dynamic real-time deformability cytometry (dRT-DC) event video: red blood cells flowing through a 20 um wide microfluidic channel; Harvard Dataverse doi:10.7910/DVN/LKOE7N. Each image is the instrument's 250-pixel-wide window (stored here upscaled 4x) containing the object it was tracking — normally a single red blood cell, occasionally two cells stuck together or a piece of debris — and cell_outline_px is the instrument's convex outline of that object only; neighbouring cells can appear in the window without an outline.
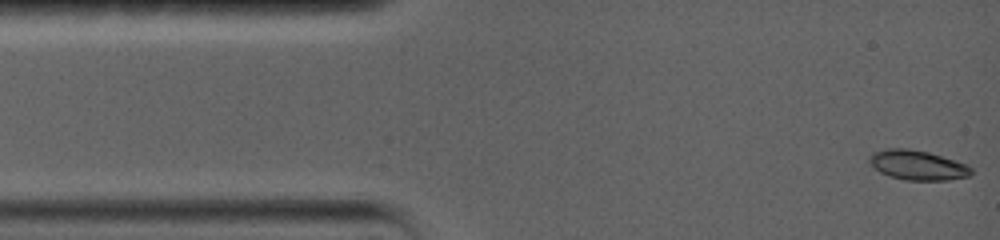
{"species": "common noctule bat (a hibernating species)", "species_latin": "Nyctalus noctula", "temperature_condition": "warm", "stored_images_in_passage": 46, "camera_frame_rate_fps": 5000, "um_per_image_px": 0.085, "animal": {"sex": "female", "body_mass_g": 19.0, "forearm_length_mm": 56.7}, "frame": {"image": 1, "passage_image": 1, "time_ms": 0.0, "image_size_px": [1000, 240], "cell_outline_px": [[972, 172], [968, 176], [948, 180], [904, 180], [888, 176], [880, 172], [868, 160], [868, 156], [872, 152], [888, 148], [904, 148], [928, 152], [964, 164], [972, 168]], "centroid_in_image_um": [77.94, 14.04], "position_along_channel_um": 7.1, "area_um2": 17.4}}
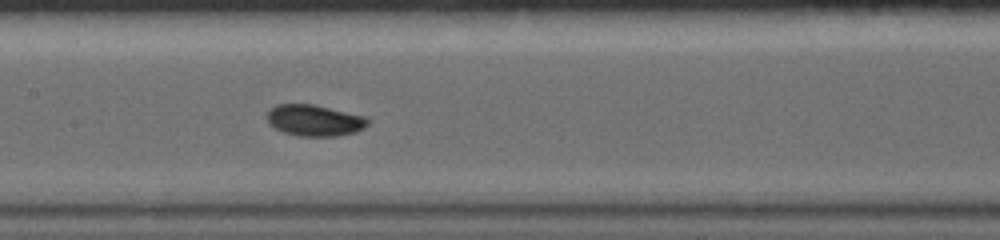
{"frame": {"image": 2, "passage_image": 20, "time_ms": 7.0, "image_size_px": [1000, 240], "cell_outline_px": [[368, 124], [364, 128], [356, 132], [336, 136], [300, 136], [284, 132], [268, 124], [268, 108], [276, 104], [316, 104], [368, 116]], "centroid_in_image_um": [26.76, 10.21], "position_along_channel_um": 180.6, "area_um2": 18.67}}
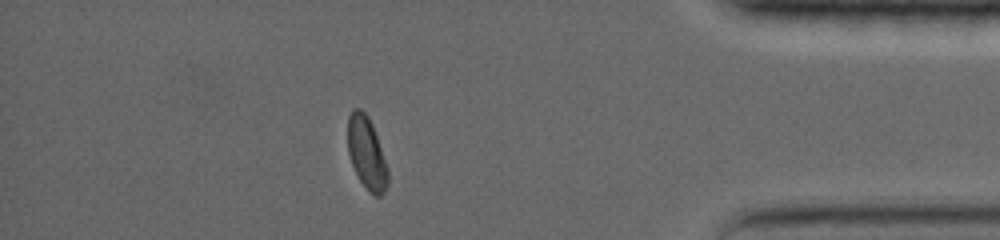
{"frame": {"image": 3, "passage_image": 40, "time_ms": 14.2, "image_size_px": [1000, 240], "cell_outline_px": [[388, 184], [384, 192], [380, 196], [376, 196], [368, 192], [360, 180], [352, 164], [348, 152], [348, 116], [352, 108], [360, 108], [368, 116], [372, 124], [388, 172]], "centroid_in_image_um": [31.15, 13.01], "position_along_channel_um": 404.1, "area_um2": 16.65}, "authors_computed_cell_mechanics": {"area_um2": 17.6001, "velocity_mm_per_s": 3.5942, "shape_relaxation_time_tau1_ms": 8.0506, "shape_relaxation_time_tau2_ms": 2.414, "deformation_change_tau1": 0.1631, "deformation_change_tau2": 0.0351}}